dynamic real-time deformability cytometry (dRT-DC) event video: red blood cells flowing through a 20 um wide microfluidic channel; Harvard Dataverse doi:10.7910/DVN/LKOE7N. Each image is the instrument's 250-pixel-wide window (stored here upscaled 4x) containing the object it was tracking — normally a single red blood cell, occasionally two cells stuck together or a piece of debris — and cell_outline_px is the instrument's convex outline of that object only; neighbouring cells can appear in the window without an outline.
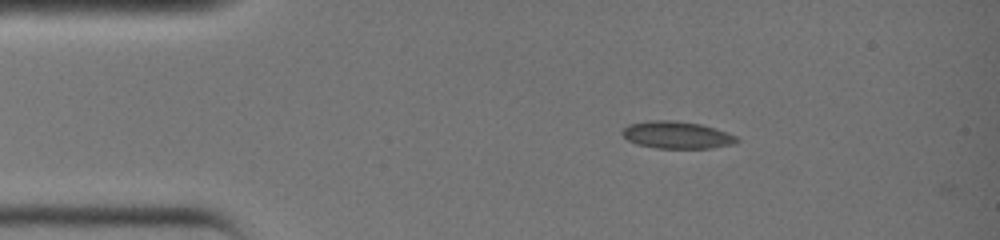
{"species": "common noctule bat (a hibernating species)", "species_latin": "Nyctalus noctula", "temperature_condition": "warm", "stored_images_in_passage": 3, "camera_frame_rate_fps": 3000, "um_per_image_px": 0.085, "animal": {"sex": "female", "body_mass_g": 19.0, "forearm_length_mm": 51.5}, "frame": {"image": 1, "passage_image": 1, "time_ms": 0.0, "image_size_px": [1000, 240], "cell_outline_px": [[740, 140], [732, 144], [708, 148], [656, 148], [636, 144], [628, 140], [620, 132], [624, 128], [632, 124], [656, 120], [668, 120], [696, 124], [712, 128], [736, 136]], "centroid_in_image_um": [57.49, 11.49], "position_along_channel_um": 27.5, "area_um2": 17.57}}